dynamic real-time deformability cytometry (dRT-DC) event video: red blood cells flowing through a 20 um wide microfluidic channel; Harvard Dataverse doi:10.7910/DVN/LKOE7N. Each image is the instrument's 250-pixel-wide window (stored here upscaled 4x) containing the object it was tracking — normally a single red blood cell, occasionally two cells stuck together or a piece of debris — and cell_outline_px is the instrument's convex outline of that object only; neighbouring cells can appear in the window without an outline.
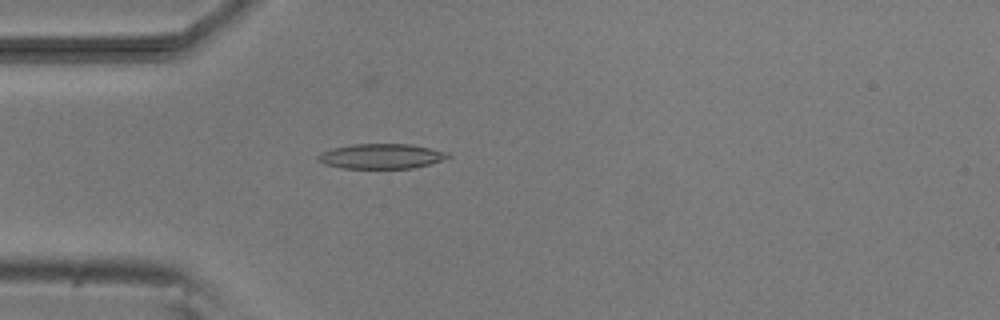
{"species": "common noctule bat (a hibernating species)", "species_latin": "Nyctalus noctula", "temperature_condition": "room temperature", "stored_images_in_passage": 43, "camera_frame_rate_fps": 3000, "um_per_image_px": 0.085, "animal": {"sex": "male", "body_mass_g": 20.5, "forearm_length_mm": 52.5}, "frame": {"image": 1, "passage_image": 15, "time_ms": 4.667, "image_size_px": [1000, 320], "cell_outline_px": [[452, 156], [428, 164], [412, 168], [340, 168], [324, 164], [316, 160], [316, 156], [320, 152], [332, 148], [352, 144], [412, 144], [448, 152]], "centroid_in_image_um": [32.35, 13.27], "position_along_channel_um": 52.7, "area_um2": 18.96}}
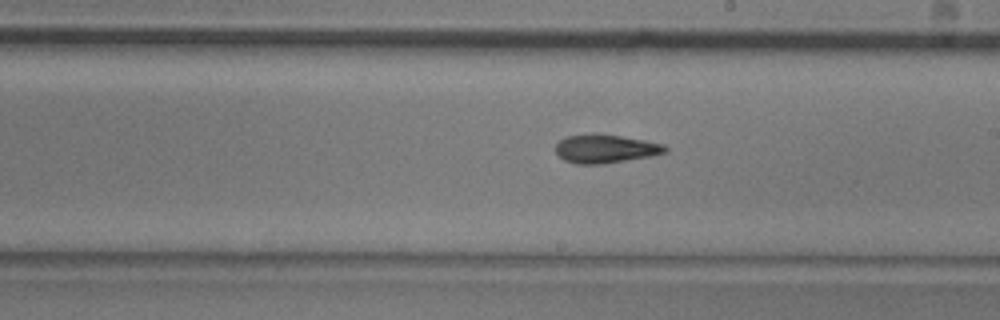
{"frame": {"image": 2, "passage_image": 30, "time_ms": 9.667, "image_size_px": [1000, 320], "cell_outline_px": [[668, 152], [652, 156], [604, 164], [576, 164], [564, 160], [556, 152], [556, 144], [560, 140], [568, 136], [620, 136], [644, 140], [664, 144], [668, 148]], "centroid_in_image_um": [51.52, 12.69], "position_along_channel_um": 237.5, "area_um2": 17.69}}
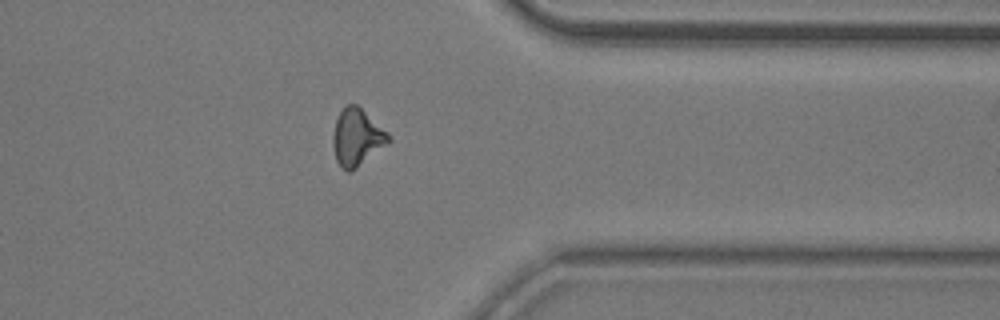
{"frame": {"image": 3, "passage_image": 42, "time_ms": 13.667, "image_size_px": [1000, 320], "cell_outline_px": [[392, 140], [388, 144], [356, 168], [348, 172], [340, 168], [336, 160], [332, 144], [332, 136], [336, 120], [344, 104], [356, 104], [388, 132]], "centroid_in_image_um": [30.33, 11.68], "position_along_channel_um": 381.1, "area_um2": 18.55}}